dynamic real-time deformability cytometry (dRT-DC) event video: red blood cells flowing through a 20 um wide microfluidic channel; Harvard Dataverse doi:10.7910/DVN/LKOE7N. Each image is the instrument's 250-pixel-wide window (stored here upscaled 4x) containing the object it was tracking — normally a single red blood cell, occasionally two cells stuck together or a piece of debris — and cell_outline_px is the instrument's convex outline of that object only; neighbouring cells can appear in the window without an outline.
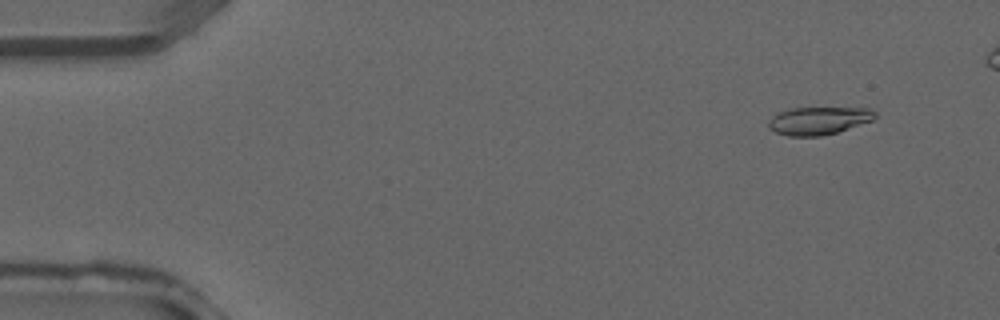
{"species": "common noctule bat (a hibernating species)", "species_latin": "Nyctalus noctula", "temperature_condition": "warm", "stored_images_in_passage": 37, "camera_frame_rate_fps": 3000, "um_per_image_px": 0.085, "animal": {"sex": "male", "forearm_length_mm": 52.5}, "frame": {"image": 1, "passage_image": 4, "time_ms": 1.0, "image_size_px": [1000, 320], "cell_outline_px": [[876, 116], [872, 120], [836, 132], [820, 136], [788, 136], [776, 132], [768, 128], [768, 120], [772, 116], [788, 108], [872, 108], [876, 112]], "centroid_in_image_um": [69.55, 10.25], "position_along_channel_um": 15.4, "area_um2": 17.17}}
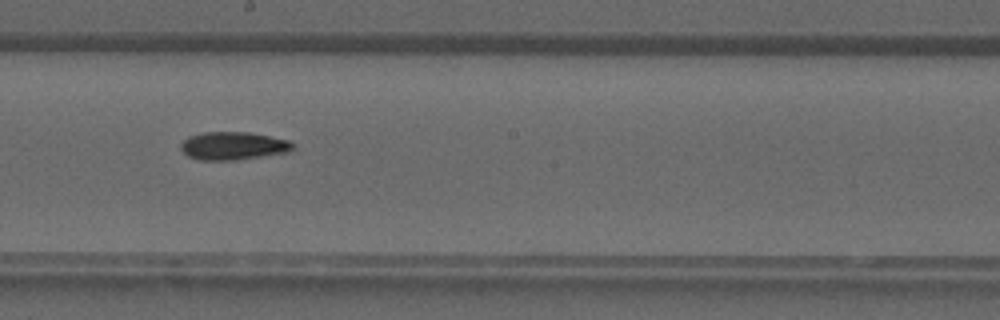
{"frame": {"image": 2, "passage_image": 22, "time_ms": 7.0, "image_size_px": [1000, 320], "cell_outline_px": [[296, 148], [292, 152], [236, 160], [200, 160], [188, 156], [180, 148], [180, 144], [188, 136], [204, 132], [248, 132], [288, 140], [296, 144]], "centroid_in_image_um": [19.87, 12.4], "position_along_channel_um": 228.3, "area_um2": 18.5}}
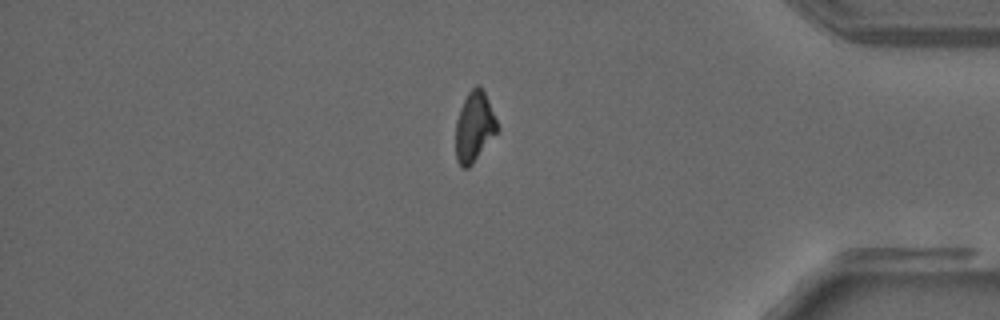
{"frame": {"image": 3, "passage_image": 33, "time_ms": 10.667, "image_size_px": [1000, 320], "cell_outline_px": [[500, 128], [472, 164], [468, 168], [460, 168], [456, 160], [456, 120], [460, 108], [468, 92], [476, 84], [480, 84], [488, 100]], "centroid_in_image_um": [40.31, 10.78], "position_along_channel_um": 394.9, "area_um2": 16.99}}